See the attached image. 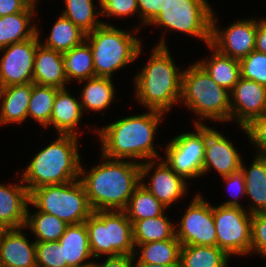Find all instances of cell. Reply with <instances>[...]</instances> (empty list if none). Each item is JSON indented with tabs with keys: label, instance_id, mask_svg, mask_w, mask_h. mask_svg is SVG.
Returning <instances> with one entry per match:
<instances>
[{
	"label": "cell",
	"instance_id": "1",
	"mask_svg": "<svg viewBox=\"0 0 266 267\" xmlns=\"http://www.w3.org/2000/svg\"><path fill=\"white\" fill-rule=\"evenodd\" d=\"M101 157L89 171L81 165L79 180L93 211H123L141 184V163Z\"/></svg>",
	"mask_w": 266,
	"mask_h": 267
},
{
	"label": "cell",
	"instance_id": "2",
	"mask_svg": "<svg viewBox=\"0 0 266 267\" xmlns=\"http://www.w3.org/2000/svg\"><path fill=\"white\" fill-rule=\"evenodd\" d=\"M164 115L163 112L149 110L146 113L122 117L93 130L97 132L100 140L101 155L138 163L159 159L161 156L155 150L157 146L153 142Z\"/></svg>",
	"mask_w": 266,
	"mask_h": 267
},
{
	"label": "cell",
	"instance_id": "3",
	"mask_svg": "<svg viewBox=\"0 0 266 267\" xmlns=\"http://www.w3.org/2000/svg\"><path fill=\"white\" fill-rule=\"evenodd\" d=\"M163 34L148 62L134 76V93L144 108L166 114L180 104L183 70L175 65L166 44V33Z\"/></svg>",
	"mask_w": 266,
	"mask_h": 267
},
{
	"label": "cell",
	"instance_id": "4",
	"mask_svg": "<svg viewBox=\"0 0 266 267\" xmlns=\"http://www.w3.org/2000/svg\"><path fill=\"white\" fill-rule=\"evenodd\" d=\"M58 137L31 159L21 172L22 182L29 193L46 185L65 184L79 179L81 156L79 137L72 134H58Z\"/></svg>",
	"mask_w": 266,
	"mask_h": 267
},
{
	"label": "cell",
	"instance_id": "5",
	"mask_svg": "<svg viewBox=\"0 0 266 267\" xmlns=\"http://www.w3.org/2000/svg\"><path fill=\"white\" fill-rule=\"evenodd\" d=\"M180 103L198 117L194 124H205V119L230 122V92L218 85L197 62L183 70Z\"/></svg>",
	"mask_w": 266,
	"mask_h": 267
},
{
	"label": "cell",
	"instance_id": "6",
	"mask_svg": "<svg viewBox=\"0 0 266 267\" xmlns=\"http://www.w3.org/2000/svg\"><path fill=\"white\" fill-rule=\"evenodd\" d=\"M131 33L106 22L86 34L85 41L92 51L95 76L113 78L115 71L140 57L142 40Z\"/></svg>",
	"mask_w": 266,
	"mask_h": 267
},
{
	"label": "cell",
	"instance_id": "7",
	"mask_svg": "<svg viewBox=\"0 0 266 267\" xmlns=\"http://www.w3.org/2000/svg\"><path fill=\"white\" fill-rule=\"evenodd\" d=\"M85 225L93 258L133 256L132 223L124 211H93Z\"/></svg>",
	"mask_w": 266,
	"mask_h": 267
},
{
	"label": "cell",
	"instance_id": "8",
	"mask_svg": "<svg viewBox=\"0 0 266 267\" xmlns=\"http://www.w3.org/2000/svg\"><path fill=\"white\" fill-rule=\"evenodd\" d=\"M29 205L58 217L68 225L83 223L93 213L85 188L79 179L34 189L30 193Z\"/></svg>",
	"mask_w": 266,
	"mask_h": 267
},
{
	"label": "cell",
	"instance_id": "9",
	"mask_svg": "<svg viewBox=\"0 0 266 267\" xmlns=\"http://www.w3.org/2000/svg\"><path fill=\"white\" fill-rule=\"evenodd\" d=\"M213 11L207 0H167L161 13L148 26L191 35L207 47L211 42Z\"/></svg>",
	"mask_w": 266,
	"mask_h": 267
},
{
	"label": "cell",
	"instance_id": "10",
	"mask_svg": "<svg viewBox=\"0 0 266 267\" xmlns=\"http://www.w3.org/2000/svg\"><path fill=\"white\" fill-rule=\"evenodd\" d=\"M213 218L217 234V247L229 256L251 254V220L247 208L213 206Z\"/></svg>",
	"mask_w": 266,
	"mask_h": 267
},
{
	"label": "cell",
	"instance_id": "11",
	"mask_svg": "<svg viewBox=\"0 0 266 267\" xmlns=\"http://www.w3.org/2000/svg\"><path fill=\"white\" fill-rule=\"evenodd\" d=\"M194 129L176 135L165 147V163L185 180L202 177L206 124H194Z\"/></svg>",
	"mask_w": 266,
	"mask_h": 267
},
{
	"label": "cell",
	"instance_id": "12",
	"mask_svg": "<svg viewBox=\"0 0 266 267\" xmlns=\"http://www.w3.org/2000/svg\"><path fill=\"white\" fill-rule=\"evenodd\" d=\"M200 193L193 196L177 223L176 237L183 245L217 246L213 206Z\"/></svg>",
	"mask_w": 266,
	"mask_h": 267
},
{
	"label": "cell",
	"instance_id": "13",
	"mask_svg": "<svg viewBox=\"0 0 266 267\" xmlns=\"http://www.w3.org/2000/svg\"><path fill=\"white\" fill-rule=\"evenodd\" d=\"M40 31L28 40L0 49V88L33 82L34 60Z\"/></svg>",
	"mask_w": 266,
	"mask_h": 267
},
{
	"label": "cell",
	"instance_id": "14",
	"mask_svg": "<svg viewBox=\"0 0 266 267\" xmlns=\"http://www.w3.org/2000/svg\"><path fill=\"white\" fill-rule=\"evenodd\" d=\"M217 21L213 12L210 44L220 53L240 60L255 50L256 18L238 19L225 29H221Z\"/></svg>",
	"mask_w": 266,
	"mask_h": 267
},
{
	"label": "cell",
	"instance_id": "15",
	"mask_svg": "<svg viewBox=\"0 0 266 267\" xmlns=\"http://www.w3.org/2000/svg\"><path fill=\"white\" fill-rule=\"evenodd\" d=\"M160 159L141 163V185L169 208L185 196L188 184L183 177L179 176L162 160V157ZM153 169L154 171L151 172ZM147 176L150 179L145 183L144 180Z\"/></svg>",
	"mask_w": 266,
	"mask_h": 267
},
{
	"label": "cell",
	"instance_id": "16",
	"mask_svg": "<svg viewBox=\"0 0 266 267\" xmlns=\"http://www.w3.org/2000/svg\"><path fill=\"white\" fill-rule=\"evenodd\" d=\"M266 113V87L240 77L230 91V121L243 129L252 120Z\"/></svg>",
	"mask_w": 266,
	"mask_h": 267
},
{
	"label": "cell",
	"instance_id": "17",
	"mask_svg": "<svg viewBox=\"0 0 266 267\" xmlns=\"http://www.w3.org/2000/svg\"><path fill=\"white\" fill-rule=\"evenodd\" d=\"M242 157L228 138L206 124V145L202 166V175L212 168L220 178L229 176L241 168Z\"/></svg>",
	"mask_w": 266,
	"mask_h": 267
},
{
	"label": "cell",
	"instance_id": "18",
	"mask_svg": "<svg viewBox=\"0 0 266 267\" xmlns=\"http://www.w3.org/2000/svg\"><path fill=\"white\" fill-rule=\"evenodd\" d=\"M16 184L0 183V225L4 229L25 228L30 193L20 180Z\"/></svg>",
	"mask_w": 266,
	"mask_h": 267
},
{
	"label": "cell",
	"instance_id": "19",
	"mask_svg": "<svg viewBox=\"0 0 266 267\" xmlns=\"http://www.w3.org/2000/svg\"><path fill=\"white\" fill-rule=\"evenodd\" d=\"M23 229H5L1 233L0 267H37L36 242H30Z\"/></svg>",
	"mask_w": 266,
	"mask_h": 267
},
{
	"label": "cell",
	"instance_id": "20",
	"mask_svg": "<svg viewBox=\"0 0 266 267\" xmlns=\"http://www.w3.org/2000/svg\"><path fill=\"white\" fill-rule=\"evenodd\" d=\"M33 83L59 89L66 88L68 81L63 53L47 48L39 42L34 60Z\"/></svg>",
	"mask_w": 266,
	"mask_h": 267
},
{
	"label": "cell",
	"instance_id": "21",
	"mask_svg": "<svg viewBox=\"0 0 266 267\" xmlns=\"http://www.w3.org/2000/svg\"><path fill=\"white\" fill-rule=\"evenodd\" d=\"M80 99L74 97L67 88L59 89L56 93L50 123L57 134H72L78 136L77 126L83 117Z\"/></svg>",
	"mask_w": 266,
	"mask_h": 267
},
{
	"label": "cell",
	"instance_id": "22",
	"mask_svg": "<svg viewBox=\"0 0 266 267\" xmlns=\"http://www.w3.org/2000/svg\"><path fill=\"white\" fill-rule=\"evenodd\" d=\"M32 82L0 88V125L21 124L27 120Z\"/></svg>",
	"mask_w": 266,
	"mask_h": 267
},
{
	"label": "cell",
	"instance_id": "23",
	"mask_svg": "<svg viewBox=\"0 0 266 267\" xmlns=\"http://www.w3.org/2000/svg\"><path fill=\"white\" fill-rule=\"evenodd\" d=\"M63 246L64 261L69 267H89L93 256L90 251L88 230L85 222L70 224L58 240Z\"/></svg>",
	"mask_w": 266,
	"mask_h": 267
},
{
	"label": "cell",
	"instance_id": "24",
	"mask_svg": "<svg viewBox=\"0 0 266 267\" xmlns=\"http://www.w3.org/2000/svg\"><path fill=\"white\" fill-rule=\"evenodd\" d=\"M36 8L27 6L22 12L0 17V49L31 39L37 33L33 24Z\"/></svg>",
	"mask_w": 266,
	"mask_h": 267
},
{
	"label": "cell",
	"instance_id": "25",
	"mask_svg": "<svg viewBox=\"0 0 266 267\" xmlns=\"http://www.w3.org/2000/svg\"><path fill=\"white\" fill-rule=\"evenodd\" d=\"M249 168L241 162L245 180L246 197L251 201L247 210L251 215L266 213V157L255 155Z\"/></svg>",
	"mask_w": 266,
	"mask_h": 267
},
{
	"label": "cell",
	"instance_id": "26",
	"mask_svg": "<svg viewBox=\"0 0 266 267\" xmlns=\"http://www.w3.org/2000/svg\"><path fill=\"white\" fill-rule=\"evenodd\" d=\"M207 46L211 52L213 51L210 59L198 60L197 63L218 85L230 92L241 77L240 62L220 53L211 44Z\"/></svg>",
	"mask_w": 266,
	"mask_h": 267
},
{
	"label": "cell",
	"instance_id": "27",
	"mask_svg": "<svg viewBox=\"0 0 266 267\" xmlns=\"http://www.w3.org/2000/svg\"><path fill=\"white\" fill-rule=\"evenodd\" d=\"M180 249L181 244L176 236L168 240L137 244L133 254V262L179 266Z\"/></svg>",
	"mask_w": 266,
	"mask_h": 267
},
{
	"label": "cell",
	"instance_id": "28",
	"mask_svg": "<svg viewBox=\"0 0 266 267\" xmlns=\"http://www.w3.org/2000/svg\"><path fill=\"white\" fill-rule=\"evenodd\" d=\"M85 83L82 92L79 95L83 113L86 110L94 112L104 111L109 108L115 95V87L112 78L107 77H92L87 80L80 81Z\"/></svg>",
	"mask_w": 266,
	"mask_h": 267
},
{
	"label": "cell",
	"instance_id": "29",
	"mask_svg": "<svg viewBox=\"0 0 266 267\" xmlns=\"http://www.w3.org/2000/svg\"><path fill=\"white\" fill-rule=\"evenodd\" d=\"M230 256L217 246L183 245L179 267H229Z\"/></svg>",
	"mask_w": 266,
	"mask_h": 267
},
{
	"label": "cell",
	"instance_id": "30",
	"mask_svg": "<svg viewBox=\"0 0 266 267\" xmlns=\"http://www.w3.org/2000/svg\"><path fill=\"white\" fill-rule=\"evenodd\" d=\"M165 215L164 213L155 218L131 221L134 245L174 238L176 227Z\"/></svg>",
	"mask_w": 266,
	"mask_h": 267
},
{
	"label": "cell",
	"instance_id": "31",
	"mask_svg": "<svg viewBox=\"0 0 266 267\" xmlns=\"http://www.w3.org/2000/svg\"><path fill=\"white\" fill-rule=\"evenodd\" d=\"M85 38L86 33L69 19L60 15L52 26L48 38L44 42L40 41V43L47 48L64 53L81 45Z\"/></svg>",
	"mask_w": 266,
	"mask_h": 267
},
{
	"label": "cell",
	"instance_id": "32",
	"mask_svg": "<svg viewBox=\"0 0 266 267\" xmlns=\"http://www.w3.org/2000/svg\"><path fill=\"white\" fill-rule=\"evenodd\" d=\"M67 226L65 221L38 209L31 213L28 205L25 228L35 235V242H56L64 234Z\"/></svg>",
	"mask_w": 266,
	"mask_h": 267
},
{
	"label": "cell",
	"instance_id": "33",
	"mask_svg": "<svg viewBox=\"0 0 266 267\" xmlns=\"http://www.w3.org/2000/svg\"><path fill=\"white\" fill-rule=\"evenodd\" d=\"M64 70L67 81L77 82L95 77L92 51L84 41L81 45L63 53Z\"/></svg>",
	"mask_w": 266,
	"mask_h": 267
},
{
	"label": "cell",
	"instance_id": "34",
	"mask_svg": "<svg viewBox=\"0 0 266 267\" xmlns=\"http://www.w3.org/2000/svg\"><path fill=\"white\" fill-rule=\"evenodd\" d=\"M98 2L99 10L96 11L93 0H64L65 9L61 15L87 34L105 23L97 19L101 16L100 0Z\"/></svg>",
	"mask_w": 266,
	"mask_h": 267
},
{
	"label": "cell",
	"instance_id": "35",
	"mask_svg": "<svg viewBox=\"0 0 266 267\" xmlns=\"http://www.w3.org/2000/svg\"><path fill=\"white\" fill-rule=\"evenodd\" d=\"M166 209L167 207L162 202L140 184L123 211L130 221H138L158 217L164 214Z\"/></svg>",
	"mask_w": 266,
	"mask_h": 267
},
{
	"label": "cell",
	"instance_id": "36",
	"mask_svg": "<svg viewBox=\"0 0 266 267\" xmlns=\"http://www.w3.org/2000/svg\"><path fill=\"white\" fill-rule=\"evenodd\" d=\"M59 88L39 85L32 82V94L29 100L27 118L34 119L42 127L50 123L56 93Z\"/></svg>",
	"mask_w": 266,
	"mask_h": 267
},
{
	"label": "cell",
	"instance_id": "37",
	"mask_svg": "<svg viewBox=\"0 0 266 267\" xmlns=\"http://www.w3.org/2000/svg\"><path fill=\"white\" fill-rule=\"evenodd\" d=\"M241 77L266 87V54L256 50L239 60Z\"/></svg>",
	"mask_w": 266,
	"mask_h": 267
},
{
	"label": "cell",
	"instance_id": "38",
	"mask_svg": "<svg viewBox=\"0 0 266 267\" xmlns=\"http://www.w3.org/2000/svg\"><path fill=\"white\" fill-rule=\"evenodd\" d=\"M36 263L37 267H69L59 241L36 242Z\"/></svg>",
	"mask_w": 266,
	"mask_h": 267
},
{
	"label": "cell",
	"instance_id": "39",
	"mask_svg": "<svg viewBox=\"0 0 266 267\" xmlns=\"http://www.w3.org/2000/svg\"><path fill=\"white\" fill-rule=\"evenodd\" d=\"M243 132L257 150L256 155L266 157V113L252 120L243 128Z\"/></svg>",
	"mask_w": 266,
	"mask_h": 267
},
{
	"label": "cell",
	"instance_id": "40",
	"mask_svg": "<svg viewBox=\"0 0 266 267\" xmlns=\"http://www.w3.org/2000/svg\"><path fill=\"white\" fill-rule=\"evenodd\" d=\"M251 253L266 257V213L252 214Z\"/></svg>",
	"mask_w": 266,
	"mask_h": 267
},
{
	"label": "cell",
	"instance_id": "41",
	"mask_svg": "<svg viewBox=\"0 0 266 267\" xmlns=\"http://www.w3.org/2000/svg\"><path fill=\"white\" fill-rule=\"evenodd\" d=\"M101 15L106 17L129 18L131 15L138 16L137 0H100Z\"/></svg>",
	"mask_w": 266,
	"mask_h": 267
},
{
	"label": "cell",
	"instance_id": "42",
	"mask_svg": "<svg viewBox=\"0 0 266 267\" xmlns=\"http://www.w3.org/2000/svg\"><path fill=\"white\" fill-rule=\"evenodd\" d=\"M221 178L227 184V190L230 191L231 196H233L234 198L228 199L220 205L245 208L240 203V200H238V198L246 196L245 180L242 171L239 170L235 173L230 174L229 176H224Z\"/></svg>",
	"mask_w": 266,
	"mask_h": 267
},
{
	"label": "cell",
	"instance_id": "43",
	"mask_svg": "<svg viewBox=\"0 0 266 267\" xmlns=\"http://www.w3.org/2000/svg\"><path fill=\"white\" fill-rule=\"evenodd\" d=\"M167 0H137L141 26H148L163 10Z\"/></svg>",
	"mask_w": 266,
	"mask_h": 267
},
{
	"label": "cell",
	"instance_id": "44",
	"mask_svg": "<svg viewBox=\"0 0 266 267\" xmlns=\"http://www.w3.org/2000/svg\"><path fill=\"white\" fill-rule=\"evenodd\" d=\"M92 267H133V256L118 255L109 256L103 263L93 262Z\"/></svg>",
	"mask_w": 266,
	"mask_h": 267
},
{
	"label": "cell",
	"instance_id": "45",
	"mask_svg": "<svg viewBox=\"0 0 266 267\" xmlns=\"http://www.w3.org/2000/svg\"><path fill=\"white\" fill-rule=\"evenodd\" d=\"M27 6L23 0H0V17L22 12Z\"/></svg>",
	"mask_w": 266,
	"mask_h": 267
},
{
	"label": "cell",
	"instance_id": "46",
	"mask_svg": "<svg viewBox=\"0 0 266 267\" xmlns=\"http://www.w3.org/2000/svg\"><path fill=\"white\" fill-rule=\"evenodd\" d=\"M255 50L266 54V18L257 19Z\"/></svg>",
	"mask_w": 266,
	"mask_h": 267
},
{
	"label": "cell",
	"instance_id": "47",
	"mask_svg": "<svg viewBox=\"0 0 266 267\" xmlns=\"http://www.w3.org/2000/svg\"><path fill=\"white\" fill-rule=\"evenodd\" d=\"M134 265L133 267H179V266H169V265H155V264H148V263H144V262H133Z\"/></svg>",
	"mask_w": 266,
	"mask_h": 267
},
{
	"label": "cell",
	"instance_id": "48",
	"mask_svg": "<svg viewBox=\"0 0 266 267\" xmlns=\"http://www.w3.org/2000/svg\"><path fill=\"white\" fill-rule=\"evenodd\" d=\"M26 2L29 6H33L36 8V4L38 3L39 0H23Z\"/></svg>",
	"mask_w": 266,
	"mask_h": 267
},
{
	"label": "cell",
	"instance_id": "49",
	"mask_svg": "<svg viewBox=\"0 0 266 267\" xmlns=\"http://www.w3.org/2000/svg\"><path fill=\"white\" fill-rule=\"evenodd\" d=\"M5 229L0 225V235Z\"/></svg>",
	"mask_w": 266,
	"mask_h": 267
}]
</instances>
